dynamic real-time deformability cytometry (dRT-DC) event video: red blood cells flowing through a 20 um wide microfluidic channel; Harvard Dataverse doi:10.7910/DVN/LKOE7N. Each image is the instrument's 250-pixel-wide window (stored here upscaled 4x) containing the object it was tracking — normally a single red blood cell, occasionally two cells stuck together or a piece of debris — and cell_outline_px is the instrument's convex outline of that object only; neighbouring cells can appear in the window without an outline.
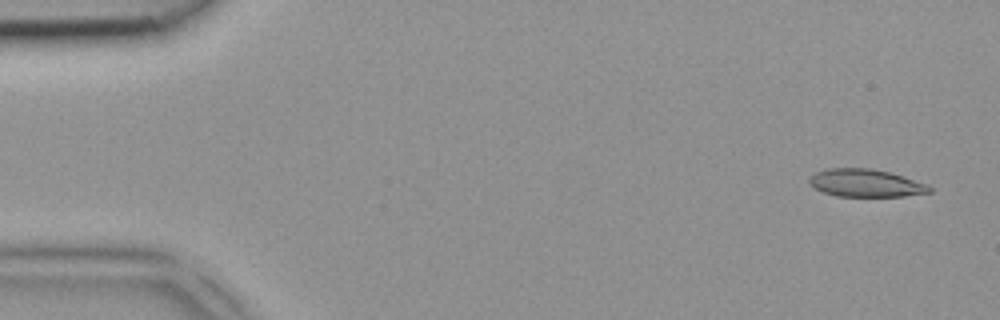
{"species": "common noctule bat (a hibernating species)", "species_latin": "Nyctalus noctula", "temperature_condition": "room temperature", "stored_images_in_passage": 3, "camera_frame_rate_fps": 3000, "um_per_image_px": 0.085, "animal": {"sex": "female", "body_mass_g": 18.4}, "frame": {"image": 1, "passage_image": 1, "time_ms": 0.0, "image_size_px": [1000, 320], "cell_outline_px": [[932, 192], [904, 196], [836, 196], [824, 192], [816, 188], [808, 180], [816, 172], [828, 168], [872, 168], [892, 172], [928, 184], [932, 188]], "centroid_in_image_um": [73.65, 15.55], "position_along_channel_um": 11.4, "area_um2": 19.42}}